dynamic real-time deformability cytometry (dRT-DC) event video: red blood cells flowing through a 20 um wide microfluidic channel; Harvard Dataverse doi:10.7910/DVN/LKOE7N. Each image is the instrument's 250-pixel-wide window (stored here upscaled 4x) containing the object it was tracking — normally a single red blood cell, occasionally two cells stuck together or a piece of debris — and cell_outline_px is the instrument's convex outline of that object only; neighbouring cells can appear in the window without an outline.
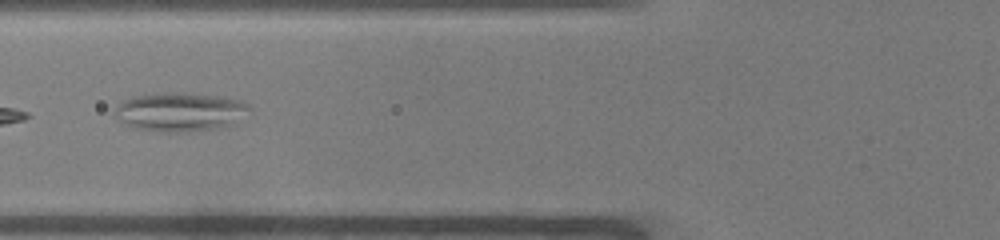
{"species": "common noctule bat (a hibernating species)", "species_latin": "Nyctalus noctula", "temperature_condition": "warm", "stored_images_in_passage": 37, "camera_frame_rate_fps": 3000, "um_per_image_px": 0.085, "animal": {"sex": "male", "body_mass_g": 19.0, "forearm_length_mm": 50.8}, "frame": {"image": 1, "passage_image": 5, "time_ms": 1.333, "image_size_px": [1000, 240], "cell_outline_px": [[252, 112], [236, 124], [224, 128], [184, 132], [164, 132], [132, 128], [116, 116], [116, 108], [124, 100], [132, 96], [160, 92], [184, 92], [220, 96], [244, 100], [252, 108]], "centroid_in_image_um": [15.44, 9.51], "position_along_channel_um": 110.4, "area_um2": 31.27}}
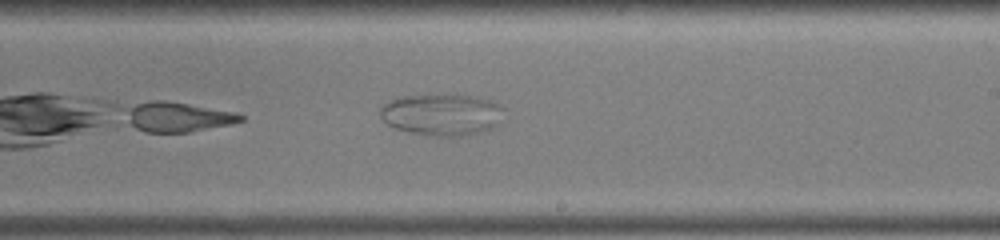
{"frame": {"image": 2, "passage_image": 16, "time_ms": 5.0, "image_size_px": [1000, 240], "cell_outline_px": [[504, 108], [500, 120], [492, 128], [480, 132], [460, 136], [432, 136], [408, 132], [392, 128], [380, 116], [380, 104], [396, 96], [436, 92], [456, 92], [488, 100], [500, 104]], "centroid_in_image_um": [37.48, 9.68], "position_along_channel_um": 251.5, "area_um2": 31.33}}
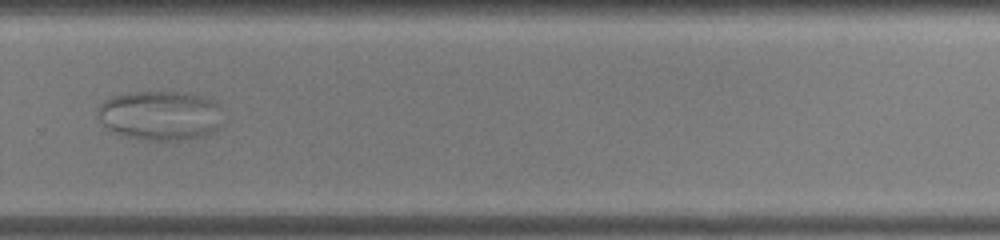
{"frame": {"image": 3, "passage_image": 21, "time_ms": 6.667, "image_size_px": [1000, 240], "cell_outline_px": [[220, 128], [208, 136], [176, 140], [144, 140], [128, 136], [116, 132], [108, 128], [100, 120], [100, 104], [104, 100], [112, 96], [132, 92], [180, 92], [200, 96], [212, 100], [220, 104]], "centroid_in_image_um": [13.67, 9.82], "position_along_channel_um": 316.1, "area_um2": 35.89}}